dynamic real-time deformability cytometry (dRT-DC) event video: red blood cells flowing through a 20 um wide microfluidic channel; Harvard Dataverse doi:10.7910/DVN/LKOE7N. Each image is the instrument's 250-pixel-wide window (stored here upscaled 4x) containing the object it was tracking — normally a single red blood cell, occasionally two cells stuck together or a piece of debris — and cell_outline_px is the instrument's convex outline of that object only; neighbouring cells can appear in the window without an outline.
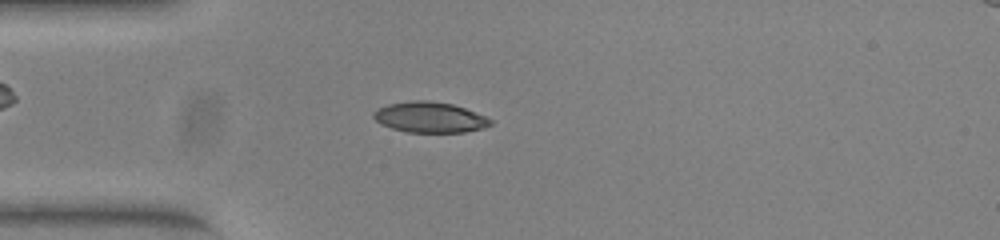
{"species": "common noctule bat (a hibernating species)", "species_latin": "Nyctalus noctula", "temperature_condition": "warm", "stored_images_in_passage": 50, "camera_frame_rate_fps": 3000, "um_per_image_px": 0.085, "animal": {"sex": "female", "body_mass_g": 23.0, "forearm_length_mm": 53.4}, "frame": {"image": 1, "passage_image": 12, "time_ms": 3.667, "image_size_px": [1000, 240], "cell_outline_px": [[492, 124], [480, 128], [464, 132], [408, 132], [392, 128], [380, 124], [372, 116], [372, 112], [388, 104], [412, 100], [428, 100], [452, 104], [464, 108], [484, 116], [492, 120]], "centroid_in_image_um": [36.49, 9.96], "position_along_channel_um": 48.5, "area_um2": 20.63}}
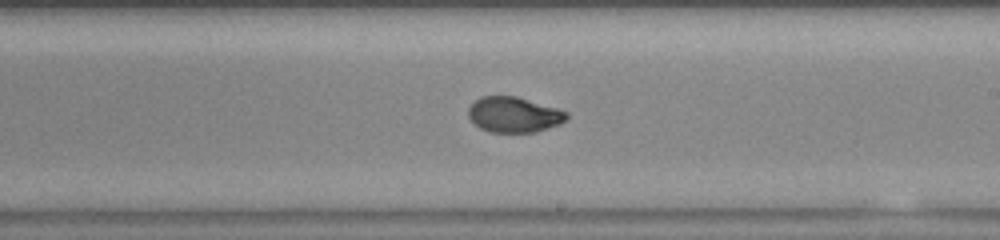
{"frame": {"image": 2, "passage_image": 28, "time_ms": 9.0, "image_size_px": [1000, 240], "cell_outline_px": [[568, 116], [560, 124], [536, 132], [492, 132], [480, 128], [468, 116], [468, 108], [480, 96], [516, 96], [556, 108], [568, 112]], "centroid_in_image_um": [43.68, 9.74], "position_along_channel_um": 245.3, "area_um2": 20.11}}
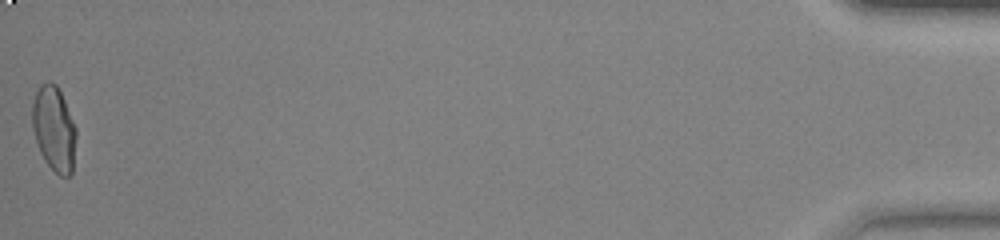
{"frame": {"image": 3, "passage_image": 50, "time_ms": 16.333, "image_size_px": [1000, 240], "cell_outline_px": [[76, 136], [72, 172], [68, 176], [60, 176], [48, 164], [40, 152], [36, 140], [32, 124], [32, 104], [36, 92], [40, 84], [48, 80], [56, 84], [64, 100], [76, 128]], "centroid_in_image_um": [4.59, 10.92], "position_along_channel_um": 430.6, "area_um2": 21.5}, "authors_computed_cell_mechanics": {"area_um2": 20.7213, "velocity_mm_per_s": 3.9211, "shape_relaxation_time_tau1_ms": 7.6929, "shape_relaxation_time_tau2_ms": 1.014, "deformation_change_tau1": 0.2307, "deformation_change_tau2": 0.0452}}